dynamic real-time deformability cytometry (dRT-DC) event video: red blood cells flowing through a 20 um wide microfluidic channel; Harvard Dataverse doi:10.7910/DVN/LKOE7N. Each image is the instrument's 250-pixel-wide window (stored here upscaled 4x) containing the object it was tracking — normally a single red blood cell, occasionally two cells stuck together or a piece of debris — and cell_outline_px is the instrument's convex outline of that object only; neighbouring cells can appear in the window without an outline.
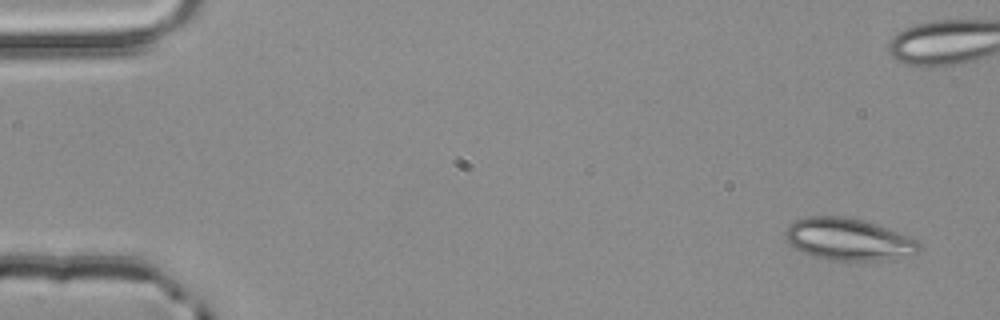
{"species": "common noctule bat (a hibernating species)", "species_latin": "Nyctalus noctula", "temperature_condition": "room temperature", "stored_images_in_passage": 7, "segment_of_instrument_passage": [1, 3], "camera_frame_rate_fps": 3000, "um_per_image_px": 0.085, "animal": {"sex": "male", "body_mass_g": 20.4}, "frame": {"image": 1, "passage_image": 1, "time_ms": 0.0, "image_size_px": [1000, 320], "cell_outline_px": [[920, 252], [916, 256], [880, 260], [828, 260], [812, 256], [796, 248], [784, 236], [784, 232], [788, 224], [804, 216], [844, 216], [864, 220], [876, 224], [916, 240], [920, 244]], "centroid_in_image_um": [72.12, 20.34], "position_along_channel_um": 12.9, "area_um2": 32.83}}